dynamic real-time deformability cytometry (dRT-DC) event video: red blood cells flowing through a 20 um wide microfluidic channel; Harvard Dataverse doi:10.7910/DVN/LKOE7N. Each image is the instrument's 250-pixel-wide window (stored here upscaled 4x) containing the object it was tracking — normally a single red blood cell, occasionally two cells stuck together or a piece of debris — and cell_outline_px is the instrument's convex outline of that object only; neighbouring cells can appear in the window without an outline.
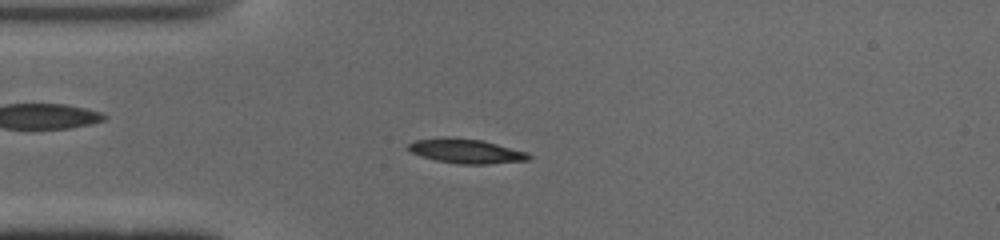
{"species": "common noctule bat (a hibernating species)", "species_latin": "Nyctalus noctula", "temperature_condition": "cold", "stored_images_in_passage": 45, "camera_frame_rate_fps": 3000, "um_per_image_px": 0.085, "animal": {"sex": "male", "body_mass_g": 19.0, "forearm_length_mm": 50.8}, "frame": {"image": 1, "passage_image": 12, "time_ms": 3.667, "image_size_px": [1000, 240], "cell_outline_px": [[524, 156], [504, 160], [448, 160], [432, 156], [420, 152], [412, 148], [412, 144], [432, 140], [472, 140], [488, 144], [516, 152]], "centroid_in_image_um": [39.45, 12.79], "position_along_channel_um": 45.5, "area_um2": 11.62}}
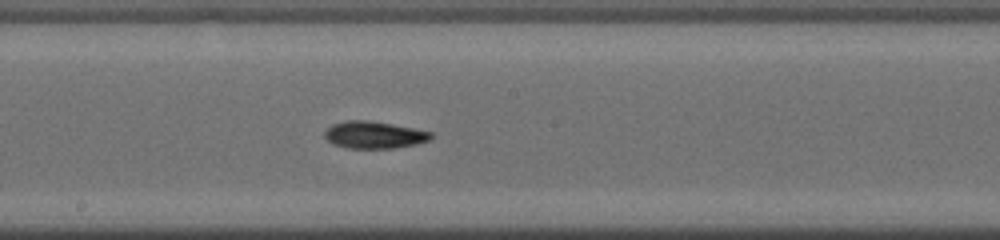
{"frame": {"image": 2, "passage_image": 26, "time_ms": 8.333, "image_size_px": [1000, 240], "cell_outline_px": [[428, 136], [420, 140], [400, 144], [348, 144], [336, 140], [332, 136], [332, 132], [336, 128], [344, 124], [380, 124], [424, 132]], "centroid_in_image_um": [31.93, 11.43], "position_along_channel_um": 216.3, "area_um2": 11.04}}
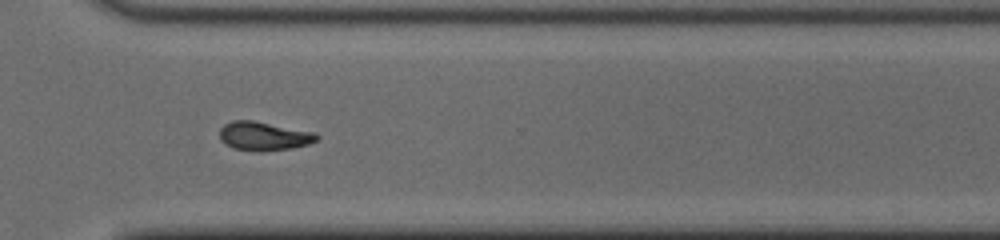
{"frame": {"image": 3, "passage_image": 36, "time_ms": 11.667, "image_size_px": [1000, 240], "cell_outline_px": [[316, 136], [312, 140], [300, 144], [280, 148], [240, 148], [232, 144], [224, 136], [224, 128], [232, 124], [260, 124]], "centroid_in_image_um": [22.4, 11.6], "position_along_channel_um": 348.2, "area_um2": 11.73}, "authors_computed_cell_mechanics": {"area_um2": 11.4444, "velocity_mm_per_s": 3.9396, "shape_relaxation_time_tau1_ms": 5.3251, "shape_relaxation_time_tau2_ms": null, "deformation_change_tau1": 0.1858, "deformation_change_tau2": null}}